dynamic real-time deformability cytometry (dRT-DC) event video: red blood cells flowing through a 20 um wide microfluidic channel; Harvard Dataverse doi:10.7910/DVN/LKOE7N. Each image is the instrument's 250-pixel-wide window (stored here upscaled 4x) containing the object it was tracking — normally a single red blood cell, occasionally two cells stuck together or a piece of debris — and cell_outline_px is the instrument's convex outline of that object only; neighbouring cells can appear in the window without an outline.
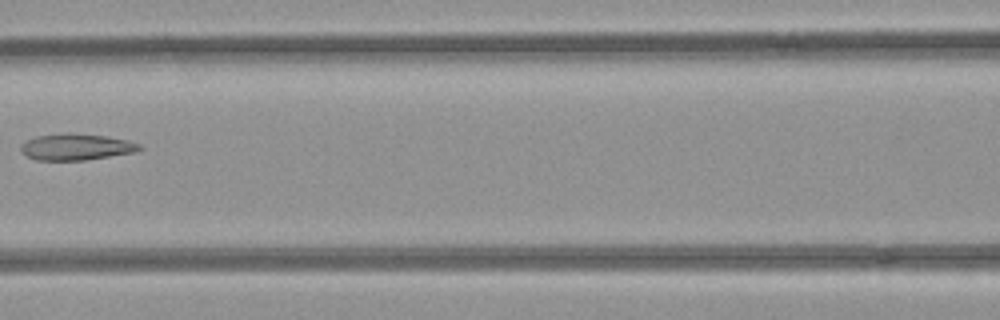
{"species": "common noctule bat (a hibernating species)", "species_latin": "Nyctalus noctula", "temperature_condition": "room temperature", "stored_images_in_passage": 6, "camera_frame_rate_fps": 3000, "um_per_image_px": 0.085, "animal": {"sex": "female", "body_mass_g": 21.9}, "frame": {"image": 1, "passage_image": 5, "time_ms": 1.333, "image_size_px": [1000, 320], "cell_outline_px": [[144, 148], [136, 152], [84, 160], [36, 160], [20, 152], [20, 144], [24, 140], [36, 136], [64, 132], [68, 132], [104, 136], [128, 140], [140, 144]], "centroid_in_image_um": [6.44, 12.48], "position_along_channel_um": 160.2, "area_um2": 18.5}}
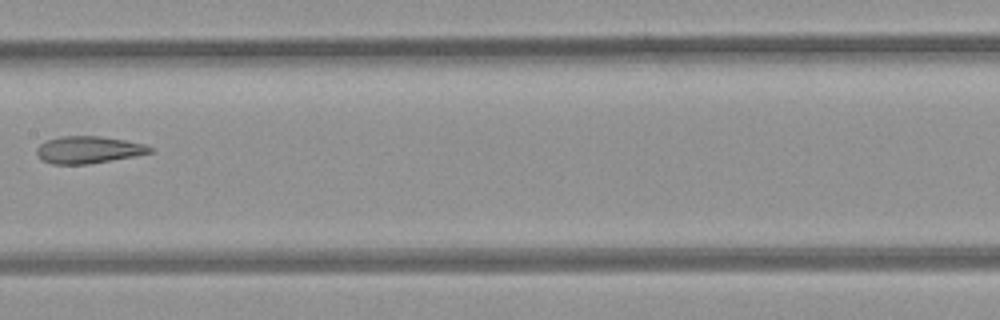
{"frame": {"image": 2, "passage_image": 6, "time_ms": 1.667, "image_size_px": [1000, 320], "cell_outline_px": [[152, 152], [136, 156], [88, 164], [52, 164], [40, 160], [36, 152], [36, 148], [40, 144], [48, 140], [60, 136], [100, 136], [124, 140], [144, 144], [152, 148]], "centroid_in_image_um": [7.49, 12.74], "position_along_channel_um": 199.9, "area_um2": 17.92}}